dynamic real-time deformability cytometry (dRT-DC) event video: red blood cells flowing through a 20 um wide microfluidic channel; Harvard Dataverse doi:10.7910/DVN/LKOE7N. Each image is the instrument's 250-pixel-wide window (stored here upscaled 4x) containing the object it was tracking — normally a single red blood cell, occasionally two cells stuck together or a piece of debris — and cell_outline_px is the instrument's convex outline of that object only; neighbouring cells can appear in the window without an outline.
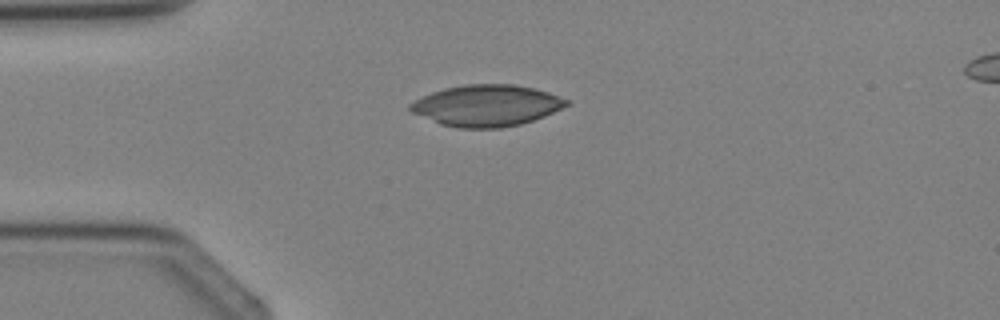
{"species": "Egyptian fruit bat (a non-hibernating species)", "species_latin": "Rousettus aegyptiacus", "temperature_condition": "cold", "stored_images_in_passage": 3, "segment_of_instrument_passage": [2, 2], "camera_frame_rate_fps": 3000, "um_per_image_px": 0.085, "animal": {"sex": "female"}, "frame": {"image": 1, "passage_image": 3, "time_ms": 3.333, "image_size_px": [1000, 320], "cell_outline_px": [[568, 104], [544, 116], [520, 124], [500, 128], [456, 128], [440, 124], [408, 112], [408, 104], [432, 92], [444, 88], [468, 84], [516, 84], [548, 92], [568, 100]], "centroid_in_image_um": [41.29, 8.98], "position_along_channel_um": 43.7, "area_um2": 37.57}}